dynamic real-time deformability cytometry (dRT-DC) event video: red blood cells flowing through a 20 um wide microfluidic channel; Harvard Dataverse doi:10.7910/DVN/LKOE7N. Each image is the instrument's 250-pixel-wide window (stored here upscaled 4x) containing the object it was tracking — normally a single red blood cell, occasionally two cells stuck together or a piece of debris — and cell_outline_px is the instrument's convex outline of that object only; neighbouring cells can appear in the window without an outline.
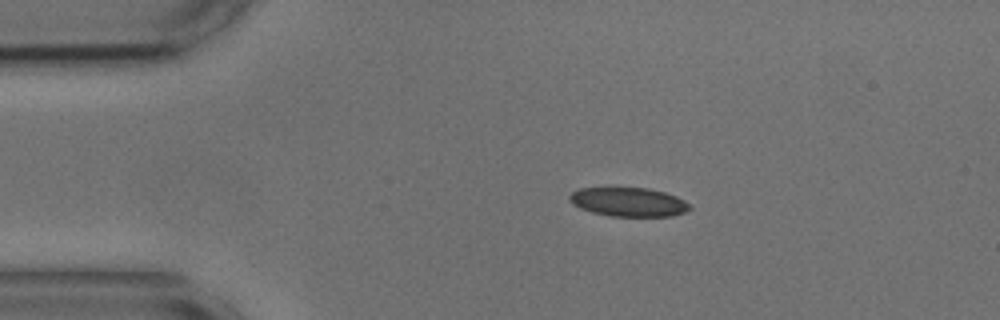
{"species": "common noctule bat (a hibernating species)", "species_latin": "Nyctalus noctula", "temperature_condition": "cold", "stored_images_in_passage": 45, "camera_frame_rate_fps": 3000, "um_per_image_px": 0.085, "animal": {"sex": "male", "body_mass_g": 17.9, "forearm_length_mm": 54.2}, "frame": {"image": 1, "passage_image": 1, "time_ms": 0.0, "image_size_px": [1000, 320], "cell_outline_px": [[692, 208], [684, 212], [672, 216], [612, 216], [592, 212], [580, 208], [572, 204], [568, 200], [568, 196], [572, 192], [580, 188], [648, 188], [664, 192], [676, 196], [684, 200]], "centroid_in_image_um": [53.4, 17.17], "position_along_channel_um": 31.6, "area_um2": 20.23}}
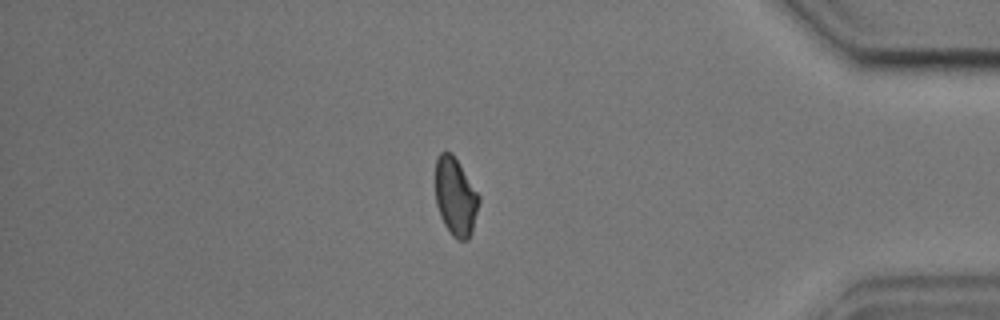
{"frame": {"image": 2, "passage_image": 37, "time_ms": 12.0, "image_size_px": [1000, 320], "cell_outline_px": [[480, 200], [472, 232], [468, 240], [456, 240], [452, 236], [444, 224], [440, 216], [436, 204], [436, 160], [440, 152], [452, 152], [460, 164], [480, 196]], "centroid_in_image_um": [38.72, 16.74], "position_along_channel_um": 396.5, "area_um2": 19.88}}
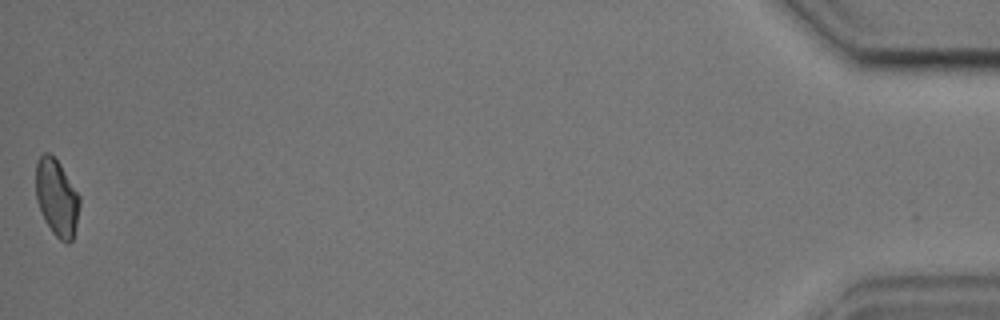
{"frame": {"image": 3, "passage_image": 45, "time_ms": 14.667, "image_size_px": [1000, 320], "cell_outline_px": [[80, 204], [76, 224], [72, 240], [68, 244], [64, 244], [52, 232], [44, 220], [36, 200], [36, 164], [40, 156], [44, 152], [48, 152], [60, 164], [80, 196]], "centroid_in_image_um": [4.82, 16.82], "position_along_channel_um": 430.4, "area_um2": 19.59}, "authors_computed_cell_mechanics": {"area_um2": 20.4612, "velocity_mm_per_s": 3.6567, "shape_relaxation_time_tau1_ms": 4.9604, "shape_relaxation_time_tau2_ms": 3.6753, "deformation_change_tau1": 0.1128, "deformation_change_tau2": 0.0855}}